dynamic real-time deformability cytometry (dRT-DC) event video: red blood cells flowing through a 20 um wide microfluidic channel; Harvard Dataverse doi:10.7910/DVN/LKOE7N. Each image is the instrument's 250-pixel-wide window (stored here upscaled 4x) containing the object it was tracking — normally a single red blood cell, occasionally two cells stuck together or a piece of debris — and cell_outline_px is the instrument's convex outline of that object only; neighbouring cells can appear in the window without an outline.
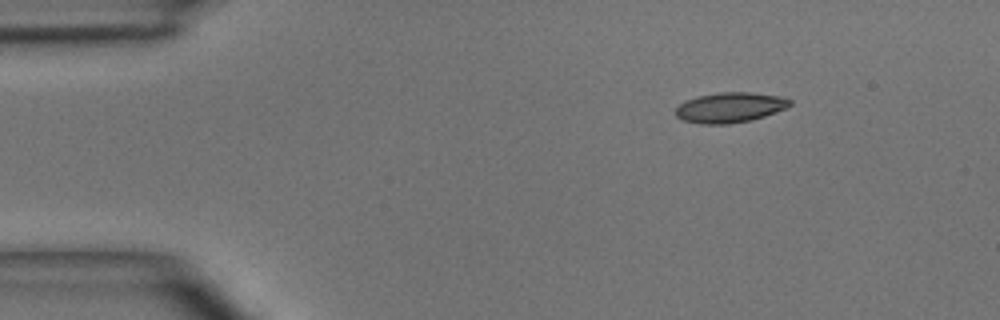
{"species": "common noctule bat (a hibernating species)", "species_latin": "Nyctalus noctula", "temperature_condition": "room temperature", "stored_images_in_passage": 2, "camera_frame_rate_fps": 3000, "um_per_image_px": 0.085, "animal": {"sex": "male", "body_mass_g": 15.6}, "frame": {"image": 1, "passage_image": 1, "time_ms": 0.0, "image_size_px": [1000, 320], "cell_outline_px": [[792, 104], [784, 108], [764, 116], [752, 120], [728, 124], [704, 124], [680, 120], [676, 116], [676, 108], [684, 100], [696, 96], [720, 92], [748, 92], [780, 96], [792, 100]], "centroid_in_image_um": [62.01, 9.13], "position_along_channel_um": 23.0, "area_um2": 20.11}}